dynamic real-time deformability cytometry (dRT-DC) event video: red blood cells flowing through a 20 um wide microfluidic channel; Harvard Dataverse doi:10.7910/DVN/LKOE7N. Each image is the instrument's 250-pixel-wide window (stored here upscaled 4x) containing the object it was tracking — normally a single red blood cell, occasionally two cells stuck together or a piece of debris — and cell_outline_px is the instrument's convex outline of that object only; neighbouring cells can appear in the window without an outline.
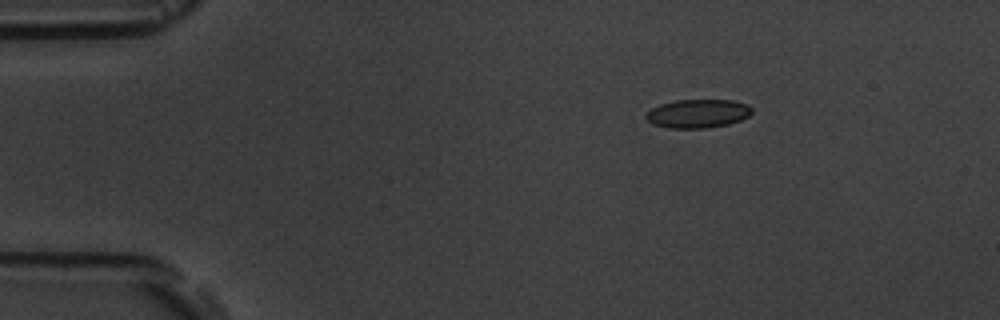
{"species": "common noctule bat (a hibernating species)", "species_latin": "Nyctalus noctula", "temperature_condition": "room temperature", "stored_images_in_passage": 3, "camera_frame_rate_fps": 3000, "um_per_image_px": 0.085, "animal": {"sex": "male", "body_mass_g": 19.5, "forearm_length_mm": 54.6}, "frame": {"image": 1, "passage_image": 1, "time_ms": 0.0, "image_size_px": [1000, 320], "cell_outline_px": [[752, 112], [748, 116], [740, 120], [728, 124], [704, 128], [668, 128], [652, 124], [644, 116], [652, 108], [660, 104], [676, 100], [732, 100], [748, 104], [752, 108]], "centroid_in_image_um": [59.31, 9.65], "position_along_channel_um": 25.7, "area_um2": 17.63}}